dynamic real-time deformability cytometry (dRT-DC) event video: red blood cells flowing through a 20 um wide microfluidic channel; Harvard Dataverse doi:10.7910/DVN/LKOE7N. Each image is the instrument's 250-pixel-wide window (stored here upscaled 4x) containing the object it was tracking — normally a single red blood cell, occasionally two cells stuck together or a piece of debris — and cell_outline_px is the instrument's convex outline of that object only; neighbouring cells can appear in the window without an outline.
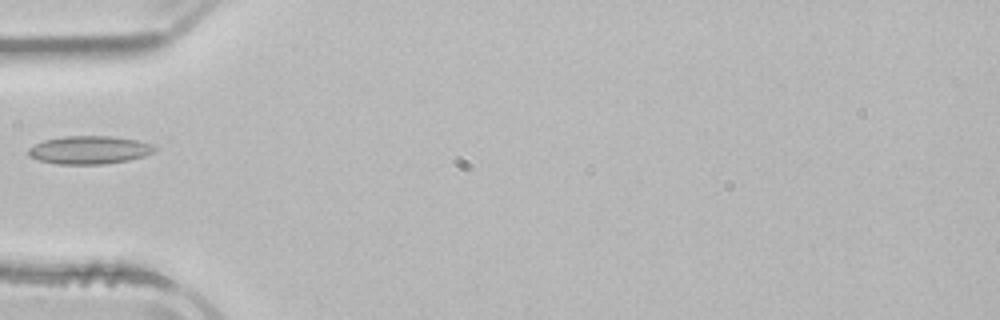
{"species": "common noctule bat (a hibernating species)", "species_latin": "Nyctalus noctula", "temperature_condition": "room temperature", "stored_images_in_passage": 4, "camera_frame_rate_fps": 3000, "um_per_image_px": 0.085, "animal": {"sex": "male", "body_mass_g": 21.5, "forearm_length_mm": 52.0}, "frame": {"image": 1, "passage_image": 4, "time_ms": 5.333, "image_size_px": [1000, 320], "cell_outline_px": [[156, 148], [152, 152], [144, 156], [128, 160], [100, 164], [56, 164], [40, 160], [28, 156], [28, 148], [44, 140], [64, 136], [112, 136], [136, 140], [152, 144]], "centroid_in_image_um": [7.57, 12.74], "position_along_channel_um": 77.4, "area_um2": 20.52}}